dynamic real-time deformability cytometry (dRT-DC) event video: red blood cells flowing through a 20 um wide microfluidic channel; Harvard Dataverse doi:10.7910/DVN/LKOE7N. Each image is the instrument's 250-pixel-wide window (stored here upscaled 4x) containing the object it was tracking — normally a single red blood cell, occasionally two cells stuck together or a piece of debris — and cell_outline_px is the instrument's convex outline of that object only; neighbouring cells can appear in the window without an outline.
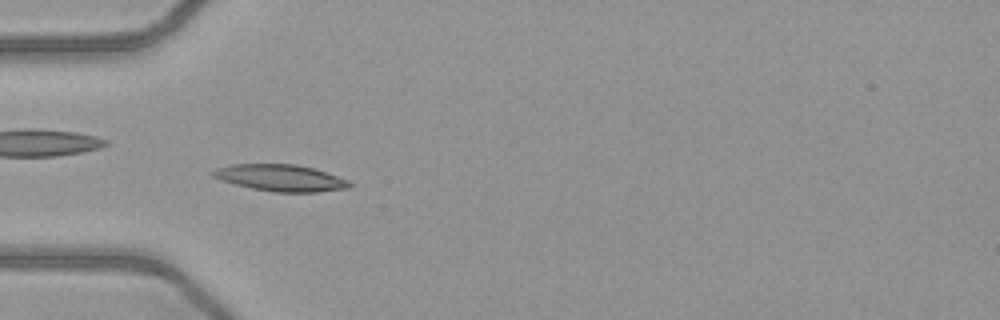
{"species": "common noctule bat (a hibernating species)", "species_latin": "Nyctalus noctula", "temperature_condition": "warm", "stored_images_in_passage": 51, "camera_frame_rate_fps": 3000, "um_per_image_px": 0.085, "animal": {"sex": "female", "body_mass_g": 21.9}, "frame": {"image": 1, "passage_image": 16, "time_ms": 5.0, "image_size_px": [1000, 320], "cell_outline_px": [[352, 184], [348, 188], [316, 192], [276, 192], [252, 188], [236, 184], [212, 176], [208, 172], [216, 168], [232, 164], [296, 164], [312, 168], [348, 180]], "centroid_in_image_um": [23.82, 15.11], "position_along_channel_um": 61.2, "area_um2": 20.92}}
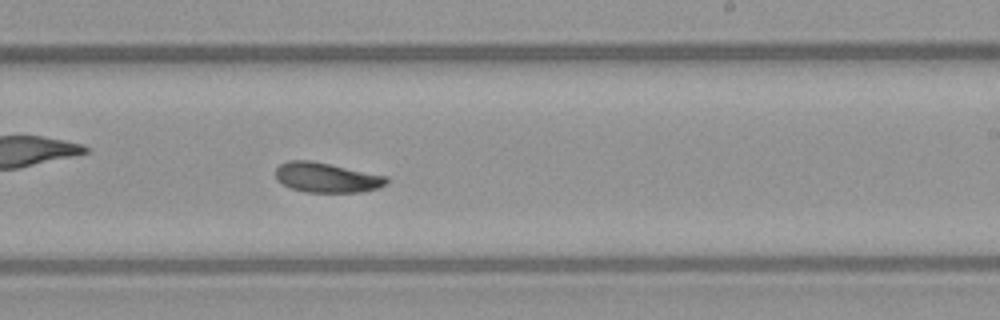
{"frame": {"image": 2, "passage_image": 31, "time_ms": 10.0, "image_size_px": [1000, 320], "cell_outline_px": [[388, 180], [380, 188], [364, 192], [304, 192], [292, 188], [276, 180], [276, 168], [280, 164], [288, 160], [312, 160], [388, 176]], "centroid_in_image_um": [27.77, 15.09], "position_along_channel_um": 261.2, "area_um2": 19.42}}
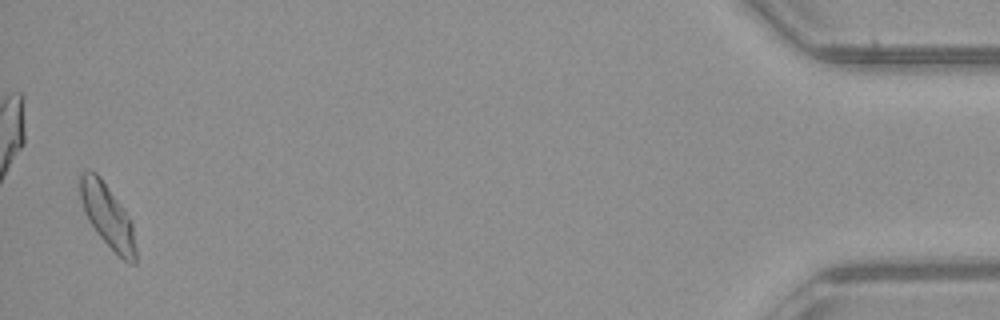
{"frame": {"image": 3, "passage_image": 50, "time_ms": 16.333, "image_size_px": [1000, 320], "cell_outline_px": [[136, 264], [132, 264], [124, 260], [96, 232], [88, 220], [84, 212], [80, 196], [80, 172], [88, 168], [92, 168], [100, 176], [120, 204], [128, 216], [132, 224], [136, 248]], "centroid_in_image_um": [9.11, 18.3], "position_along_channel_um": 426.1, "area_um2": 20.35}, "authors_computed_cell_mechanics": {"area_um2": 19.4208, "velocity_mm_per_s": 4.043, "shape_relaxation_time_tau1_ms": 9.003, "shape_relaxation_time_tau2_ms": 6.0052, "deformation_change_tau1": 0.1878, "deformation_change_tau2": 0.1322}}